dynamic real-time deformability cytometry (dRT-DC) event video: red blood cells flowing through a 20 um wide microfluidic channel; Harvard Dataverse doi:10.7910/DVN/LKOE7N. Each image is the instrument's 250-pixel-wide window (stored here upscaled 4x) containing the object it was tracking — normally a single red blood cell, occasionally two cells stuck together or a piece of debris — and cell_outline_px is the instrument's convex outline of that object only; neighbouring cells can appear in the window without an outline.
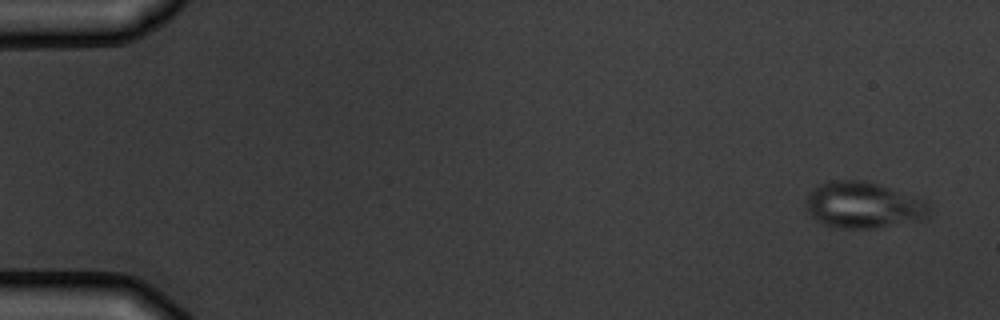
{"species": "common noctule bat (a hibernating species)", "species_latin": "Nyctalus noctula", "temperature_condition": "warm", "stored_images_in_passage": 4, "camera_frame_rate_fps": 3000, "um_per_image_px": 0.085, "animal": {"sex": "male", "body_mass_g": 19.5, "forearm_length_mm": 54.6}, "frame": {"image": 1, "passage_image": 1, "time_ms": 0.0, "image_size_px": [1000, 320], "cell_outline_px": [[932, 216], [924, 220], [872, 228], [844, 228], [824, 224], [816, 220], [808, 212], [808, 196], [816, 188], [828, 180], [860, 180], [876, 184], [888, 188], [920, 200], [928, 204], [932, 208]], "centroid_in_image_um": [73.43, 17.46], "position_along_channel_um": 11.6, "area_um2": 32.54}}